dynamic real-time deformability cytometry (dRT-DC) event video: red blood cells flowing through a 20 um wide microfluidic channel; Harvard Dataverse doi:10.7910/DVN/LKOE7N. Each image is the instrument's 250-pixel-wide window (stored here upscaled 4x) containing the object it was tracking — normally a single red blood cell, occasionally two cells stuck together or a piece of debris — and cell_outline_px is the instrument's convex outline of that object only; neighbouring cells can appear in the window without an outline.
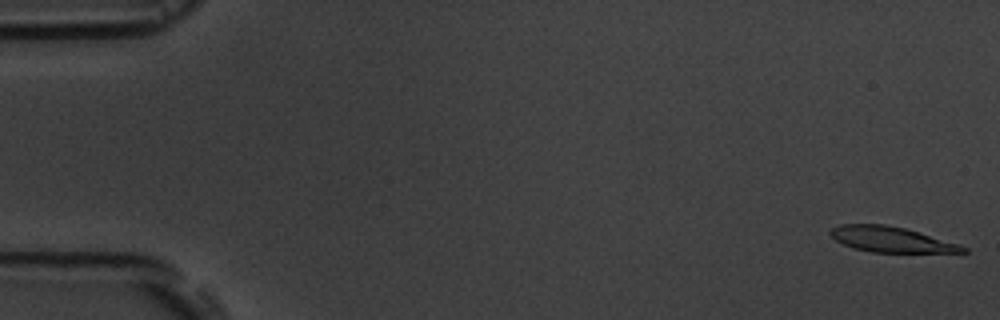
{"species": "common noctule bat (a hibernating species)", "species_latin": "Nyctalus noctula", "temperature_condition": "room temperature", "stored_images_in_passage": 5, "camera_frame_rate_fps": 3000, "um_per_image_px": 0.085, "animal": {"sex": "male", "body_mass_g": 19.5, "forearm_length_mm": 54.6}, "frame": {"image": 1, "passage_image": 1, "time_ms": 0.0, "image_size_px": [1000, 320], "cell_outline_px": [[968, 252], [872, 252], [852, 248], [836, 240], [828, 232], [832, 228], [840, 224], [884, 224], [904, 228], [960, 244], [968, 248]], "centroid_in_image_um": [75.74, 20.35], "position_along_channel_um": 9.3, "area_um2": 19.48}}
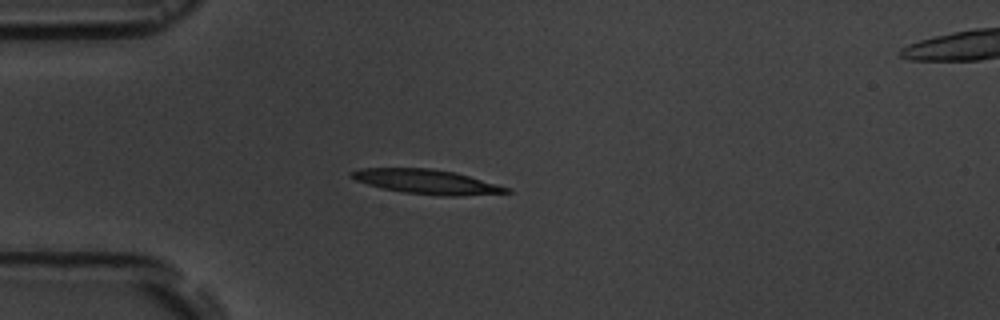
{"frame": {"image": 2, "passage_image": 5, "time_ms": 4.667, "image_size_px": [1000, 320], "cell_outline_px": [[512, 192], [456, 196], [440, 196], [404, 192], [384, 188], [368, 184], [356, 180], [348, 176], [348, 172], [360, 168], [432, 168], [456, 172], [512, 188]], "centroid_in_image_um": [36.28, 15.44], "position_along_channel_um": 48.7, "area_um2": 22.2}}